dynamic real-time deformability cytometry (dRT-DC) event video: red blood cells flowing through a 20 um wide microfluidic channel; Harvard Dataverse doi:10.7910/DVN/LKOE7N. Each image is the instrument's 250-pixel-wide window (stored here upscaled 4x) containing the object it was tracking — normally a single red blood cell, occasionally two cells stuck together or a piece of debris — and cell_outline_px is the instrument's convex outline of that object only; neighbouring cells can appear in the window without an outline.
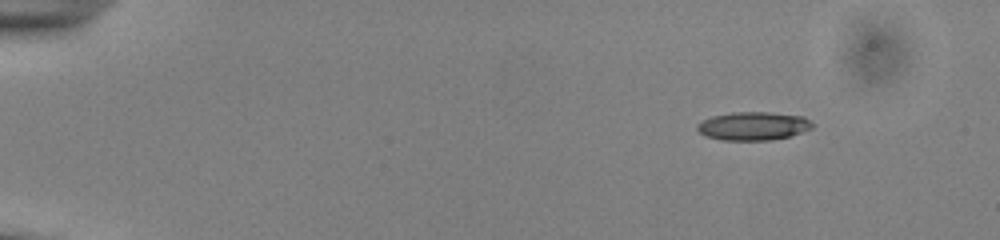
{"species": "common noctule bat (a hibernating species)", "species_latin": "Nyctalus noctula", "temperature_condition": "cold", "stored_images_in_passage": 48, "camera_frame_rate_fps": 3000, "um_per_image_px": 0.085, "animal": {"sex": "male", "body_mass_g": 13.0, "forearm_length_mm": 53.1}, "frame": {"image": 1, "passage_image": 1, "time_ms": 0.0, "image_size_px": [1000, 240], "cell_outline_px": [[812, 128], [788, 136], [772, 140], [724, 140], [704, 136], [696, 128], [696, 124], [712, 116], [732, 112], [772, 112], [804, 116], [812, 124]], "centroid_in_image_um": [63.99, 10.7], "position_along_channel_um": 21.0, "area_um2": 18.96}}
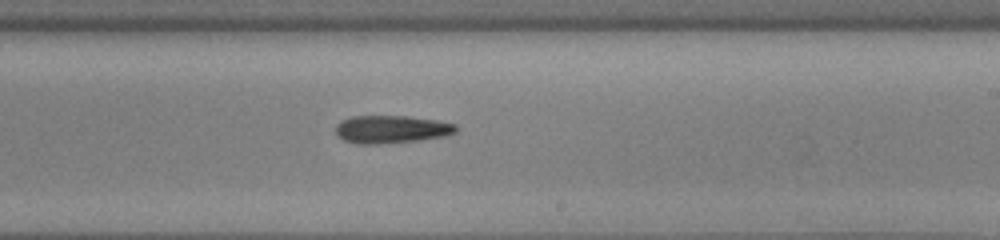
{"frame": {"image": 2, "passage_image": 28, "time_ms": 9.0, "image_size_px": [1000, 240], "cell_outline_px": [[456, 132], [444, 136], [420, 140], [376, 144], [356, 144], [344, 140], [336, 132], [336, 124], [340, 120], [352, 116], [408, 116], [436, 120], [456, 124]], "centroid_in_image_um": [33.25, 10.98], "position_along_channel_um": 255.8, "area_um2": 19.48}}
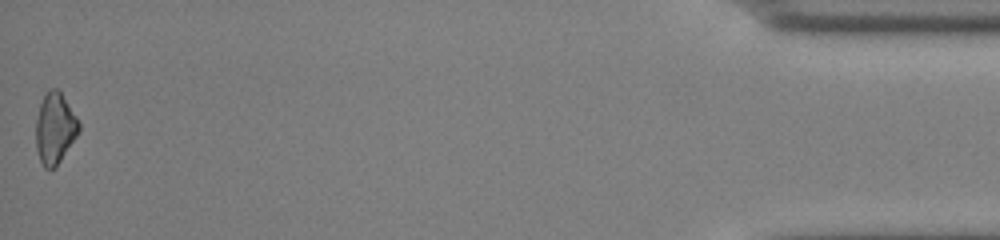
{"frame": {"image": 3, "passage_image": 48, "time_ms": 15.667, "image_size_px": [1000, 240], "cell_outline_px": [[80, 132], [56, 168], [44, 168], [40, 160], [36, 148], [36, 120], [40, 104], [48, 88], [56, 88], [60, 92], [76, 116], [80, 124]], "centroid_in_image_um": [4.68, 10.93], "position_along_channel_um": 430.5, "area_um2": 17.8}, "authors_computed_cell_mechanics": {"area_um2": 18.9873, "velocity_mm_per_s": 3.8948, "shape_relaxation_time_tau1_ms": 5.1376, "shape_relaxation_time_tau2_ms": null, "deformation_change_tau1": 0.1345, "deformation_change_tau2": null}}